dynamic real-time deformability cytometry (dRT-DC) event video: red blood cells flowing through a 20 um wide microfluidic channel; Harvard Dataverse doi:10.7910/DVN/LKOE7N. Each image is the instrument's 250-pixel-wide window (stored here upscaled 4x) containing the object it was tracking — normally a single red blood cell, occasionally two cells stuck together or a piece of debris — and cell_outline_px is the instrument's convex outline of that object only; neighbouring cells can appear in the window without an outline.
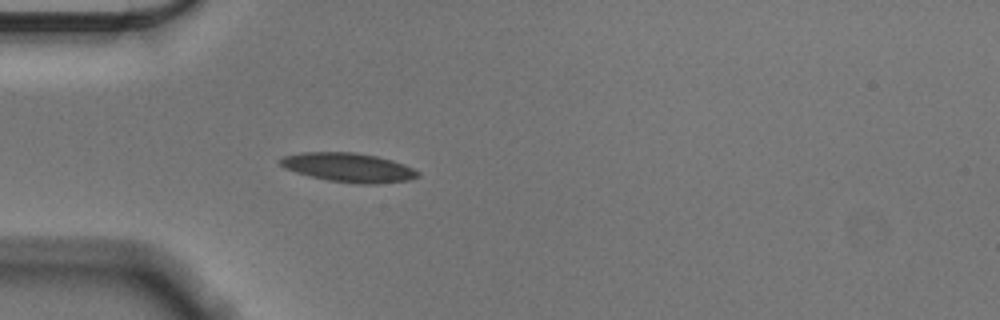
{"species": "Egyptian fruit bat (a non-hibernating species)", "species_latin": "Rousettus aegyptiacus", "temperature_condition": "cold", "stored_images_in_passage": 41, "camera_frame_rate_fps": 3000, "um_per_image_px": 0.085, "animal": {"sex": "male"}, "frame": {"image": 1, "passage_image": 1, "time_ms": 0.0, "image_size_px": [1000, 320], "cell_outline_px": [[420, 176], [408, 180], [376, 184], [360, 184], [328, 180], [296, 172], [284, 168], [280, 164], [280, 160], [284, 156], [300, 152], [352, 152], [376, 156], [392, 160], [404, 164], [420, 172]], "centroid_in_image_um": [29.64, 14.23], "position_along_channel_um": 55.4, "area_um2": 23.18}}
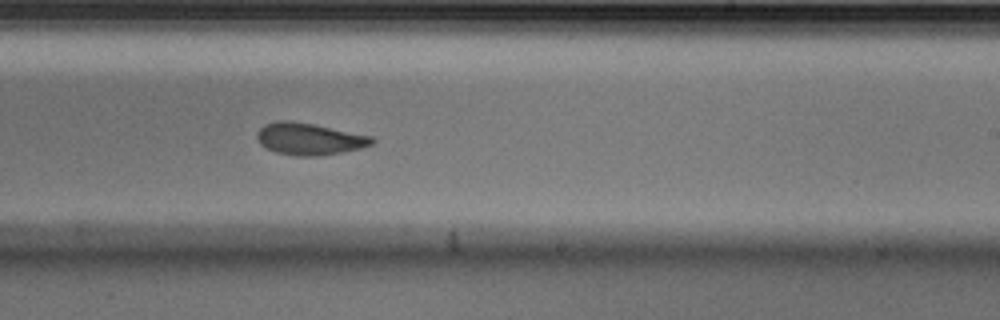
{"frame": {"image": 2, "passage_image": 19, "time_ms": 6.0, "image_size_px": [1000, 320], "cell_outline_px": [[376, 140], [372, 144], [360, 148], [320, 156], [296, 156], [276, 152], [260, 144], [256, 136], [256, 132], [264, 124], [276, 120], [288, 120], [312, 124], [372, 136]], "centroid_in_image_um": [26.26, 11.8], "position_along_channel_um": 262.7, "area_um2": 21.27}}
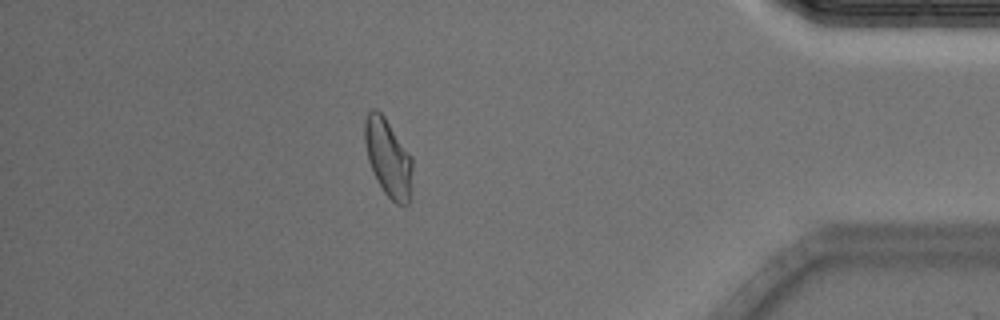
{"frame": {"image": 3, "passage_image": 34, "time_ms": 11.0, "image_size_px": [1000, 320], "cell_outline_px": [[412, 192], [408, 204], [396, 204], [384, 192], [368, 160], [364, 140], [364, 120], [368, 112], [372, 108], [376, 108], [384, 116], [412, 156]], "centroid_in_image_um": [33.01, 13.4], "position_along_channel_um": 402.2, "area_um2": 21.62}, "authors_computed_cell_mechanics": {"area_um2": 21.5016, "velocity_mm_per_s": 3.5567, "shape_relaxation_time_tau1_ms": 6.8099, "shape_relaxation_time_tau2_ms": 3.8267, "deformation_change_tau1": 0.1419, "deformation_change_tau2": 0.0911}}